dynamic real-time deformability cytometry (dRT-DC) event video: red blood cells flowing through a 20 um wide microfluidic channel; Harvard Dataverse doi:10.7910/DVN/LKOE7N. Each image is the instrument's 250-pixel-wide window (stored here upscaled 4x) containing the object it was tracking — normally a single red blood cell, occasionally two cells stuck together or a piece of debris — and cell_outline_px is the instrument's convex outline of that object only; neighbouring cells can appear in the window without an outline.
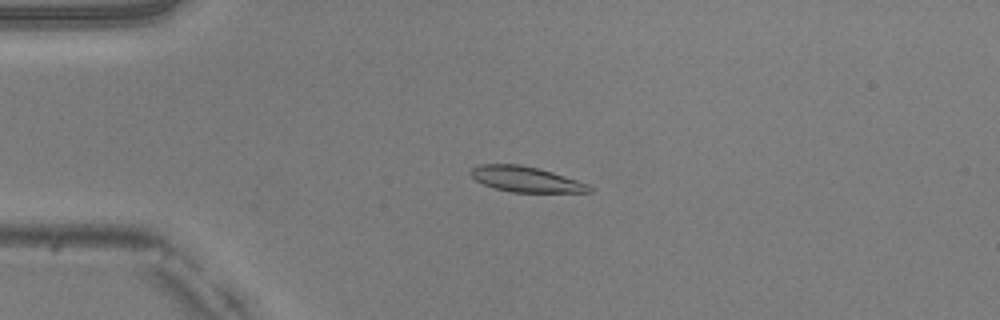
{"species": "common noctule bat (a hibernating species)", "species_latin": "Nyctalus noctula", "temperature_condition": "warm", "stored_images_in_passage": 46, "camera_frame_rate_fps": 3000, "um_per_image_px": 0.085, "animal": {"sex": "male", "body_mass_g": 20.5, "forearm_length_mm": 52.5}, "frame": {"image": 1, "passage_image": 8, "time_ms": 2.333, "image_size_px": [1000, 320], "cell_outline_px": [[596, 188], [592, 192], [512, 192], [496, 188], [484, 184], [476, 180], [468, 172], [472, 168], [480, 164], [520, 164], [552, 172], [588, 184]], "centroid_in_image_um": [44.71, 15.24], "position_along_channel_um": 40.3, "area_um2": 17.46}}
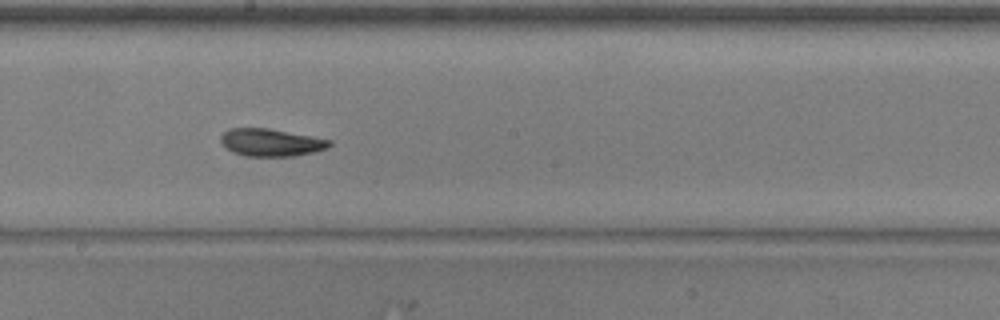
{"frame": {"image": 2, "passage_image": 24, "time_ms": 7.667, "image_size_px": [1000, 320], "cell_outline_px": [[332, 144], [328, 148], [316, 152], [296, 156], [244, 156], [232, 152], [220, 140], [220, 136], [228, 128], [268, 128], [312, 136], [332, 140]], "centroid_in_image_um": [23.07, 12.11], "position_along_channel_um": 225.1, "area_um2": 17.57}}
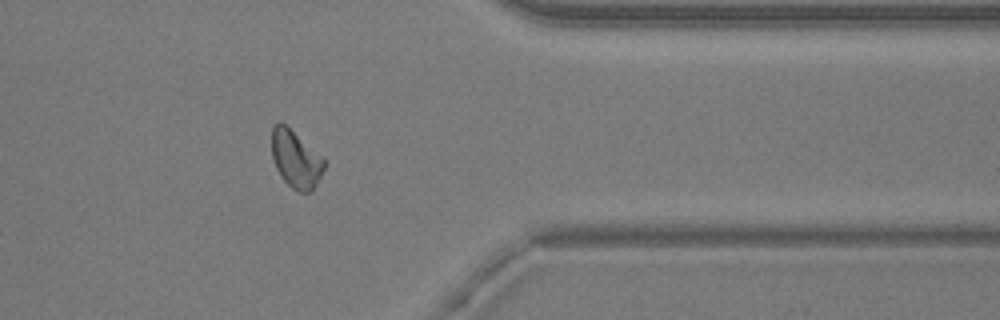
{"frame": {"image": 3, "passage_image": 37, "time_ms": 12.0, "image_size_px": [1000, 320], "cell_outline_px": [[328, 164], [312, 192], [300, 192], [292, 188], [280, 176], [276, 168], [272, 156], [272, 124], [280, 120], [324, 160]], "centroid_in_image_um": [25.13, 13.55], "position_along_channel_um": 386.3, "area_um2": 17.4}, "authors_computed_cell_mechanics": {"area_um2": 17.8024, "velocity_mm_per_s": 4.0228, "shape_relaxation_time_tau1_ms": 3.7863, "shape_relaxation_time_tau2_ms": 2.8227, "deformation_change_tau1": 0.1367, "deformation_change_tau2": 0.085}}